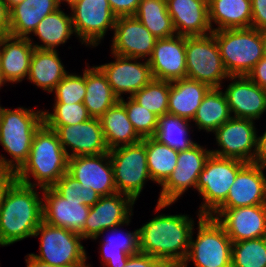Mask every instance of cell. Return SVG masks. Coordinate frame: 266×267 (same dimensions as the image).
Instances as JSON below:
<instances>
[{
  "label": "cell",
  "instance_id": "cell-25",
  "mask_svg": "<svg viewBox=\"0 0 266 267\" xmlns=\"http://www.w3.org/2000/svg\"><path fill=\"white\" fill-rule=\"evenodd\" d=\"M34 46L28 38H0V73L5 83H20L27 79Z\"/></svg>",
  "mask_w": 266,
  "mask_h": 267
},
{
  "label": "cell",
  "instance_id": "cell-13",
  "mask_svg": "<svg viewBox=\"0 0 266 267\" xmlns=\"http://www.w3.org/2000/svg\"><path fill=\"white\" fill-rule=\"evenodd\" d=\"M255 127L254 120L231 117L213 132L218 149H212L211 153L222 158L252 162L258 136Z\"/></svg>",
  "mask_w": 266,
  "mask_h": 267
},
{
  "label": "cell",
  "instance_id": "cell-12",
  "mask_svg": "<svg viewBox=\"0 0 266 267\" xmlns=\"http://www.w3.org/2000/svg\"><path fill=\"white\" fill-rule=\"evenodd\" d=\"M211 150L196 143L188 150L179 151L174 171L161 185L155 212L171 206L188 188L196 189L200 172L211 155Z\"/></svg>",
  "mask_w": 266,
  "mask_h": 267
},
{
  "label": "cell",
  "instance_id": "cell-37",
  "mask_svg": "<svg viewBox=\"0 0 266 267\" xmlns=\"http://www.w3.org/2000/svg\"><path fill=\"white\" fill-rule=\"evenodd\" d=\"M191 127L190 121L167 113L159 117L158 130L154 138L178 152L188 150L197 143L190 138Z\"/></svg>",
  "mask_w": 266,
  "mask_h": 267
},
{
  "label": "cell",
  "instance_id": "cell-27",
  "mask_svg": "<svg viewBox=\"0 0 266 267\" xmlns=\"http://www.w3.org/2000/svg\"><path fill=\"white\" fill-rule=\"evenodd\" d=\"M209 89L207 84L188 78L172 81L168 113L191 122Z\"/></svg>",
  "mask_w": 266,
  "mask_h": 267
},
{
  "label": "cell",
  "instance_id": "cell-9",
  "mask_svg": "<svg viewBox=\"0 0 266 267\" xmlns=\"http://www.w3.org/2000/svg\"><path fill=\"white\" fill-rule=\"evenodd\" d=\"M186 78L221 88L230 75L226 71L213 33L185 36ZM224 79V80H223Z\"/></svg>",
  "mask_w": 266,
  "mask_h": 267
},
{
  "label": "cell",
  "instance_id": "cell-17",
  "mask_svg": "<svg viewBox=\"0 0 266 267\" xmlns=\"http://www.w3.org/2000/svg\"><path fill=\"white\" fill-rule=\"evenodd\" d=\"M211 217L224 227L232 243L266 237V204L217 209Z\"/></svg>",
  "mask_w": 266,
  "mask_h": 267
},
{
  "label": "cell",
  "instance_id": "cell-31",
  "mask_svg": "<svg viewBox=\"0 0 266 267\" xmlns=\"http://www.w3.org/2000/svg\"><path fill=\"white\" fill-rule=\"evenodd\" d=\"M86 94L83 104L92 118H100L110 107L115 105L119 98L114 94L106 76L97 67L85 68Z\"/></svg>",
  "mask_w": 266,
  "mask_h": 267
},
{
  "label": "cell",
  "instance_id": "cell-2",
  "mask_svg": "<svg viewBox=\"0 0 266 267\" xmlns=\"http://www.w3.org/2000/svg\"><path fill=\"white\" fill-rule=\"evenodd\" d=\"M194 219L185 214H157L139 229V249L159 260L184 262Z\"/></svg>",
  "mask_w": 266,
  "mask_h": 267
},
{
  "label": "cell",
  "instance_id": "cell-21",
  "mask_svg": "<svg viewBox=\"0 0 266 267\" xmlns=\"http://www.w3.org/2000/svg\"><path fill=\"white\" fill-rule=\"evenodd\" d=\"M147 61L153 79L172 82L186 78L185 36L157 39Z\"/></svg>",
  "mask_w": 266,
  "mask_h": 267
},
{
  "label": "cell",
  "instance_id": "cell-43",
  "mask_svg": "<svg viewBox=\"0 0 266 267\" xmlns=\"http://www.w3.org/2000/svg\"><path fill=\"white\" fill-rule=\"evenodd\" d=\"M67 200L83 201V204L93 206L101 197L92 189L84 188L78 180L66 172L53 186Z\"/></svg>",
  "mask_w": 266,
  "mask_h": 267
},
{
  "label": "cell",
  "instance_id": "cell-1",
  "mask_svg": "<svg viewBox=\"0 0 266 267\" xmlns=\"http://www.w3.org/2000/svg\"><path fill=\"white\" fill-rule=\"evenodd\" d=\"M36 189L15 180L7 190L0 208V244H11L33 237L43 221V198Z\"/></svg>",
  "mask_w": 266,
  "mask_h": 267
},
{
  "label": "cell",
  "instance_id": "cell-41",
  "mask_svg": "<svg viewBox=\"0 0 266 267\" xmlns=\"http://www.w3.org/2000/svg\"><path fill=\"white\" fill-rule=\"evenodd\" d=\"M52 110V112L43 111V121L46 126L75 125L91 118L83 103H54Z\"/></svg>",
  "mask_w": 266,
  "mask_h": 267
},
{
  "label": "cell",
  "instance_id": "cell-15",
  "mask_svg": "<svg viewBox=\"0 0 266 267\" xmlns=\"http://www.w3.org/2000/svg\"><path fill=\"white\" fill-rule=\"evenodd\" d=\"M111 54L112 57L114 56V61L96 66L106 76L114 94L119 99H122V95L126 93L129 94L128 97H132L153 79L147 60Z\"/></svg>",
  "mask_w": 266,
  "mask_h": 267
},
{
  "label": "cell",
  "instance_id": "cell-48",
  "mask_svg": "<svg viewBox=\"0 0 266 267\" xmlns=\"http://www.w3.org/2000/svg\"><path fill=\"white\" fill-rule=\"evenodd\" d=\"M251 163L266 169V130L257 136L256 152Z\"/></svg>",
  "mask_w": 266,
  "mask_h": 267
},
{
  "label": "cell",
  "instance_id": "cell-32",
  "mask_svg": "<svg viewBox=\"0 0 266 267\" xmlns=\"http://www.w3.org/2000/svg\"><path fill=\"white\" fill-rule=\"evenodd\" d=\"M99 119L109 150L142 141V138L134 130L126 109L120 101L110 107Z\"/></svg>",
  "mask_w": 266,
  "mask_h": 267
},
{
  "label": "cell",
  "instance_id": "cell-24",
  "mask_svg": "<svg viewBox=\"0 0 266 267\" xmlns=\"http://www.w3.org/2000/svg\"><path fill=\"white\" fill-rule=\"evenodd\" d=\"M177 35L204 36L213 32L208 0H166Z\"/></svg>",
  "mask_w": 266,
  "mask_h": 267
},
{
  "label": "cell",
  "instance_id": "cell-46",
  "mask_svg": "<svg viewBox=\"0 0 266 267\" xmlns=\"http://www.w3.org/2000/svg\"><path fill=\"white\" fill-rule=\"evenodd\" d=\"M247 77L259 87L266 89V55L258 61Z\"/></svg>",
  "mask_w": 266,
  "mask_h": 267
},
{
  "label": "cell",
  "instance_id": "cell-39",
  "mask_svg": "<svg viewBox=\"0 0 266 267\" xmlns=\"http://www.w3.org/2000/svg\"><path fill=\"white\" fill-rule=\"evenodd\" d=\"M231 267H266V237L232 243Z\"/></svg>",
  "mask_w": 266,
  "mask_h": 267
},
{
  "label": "cell",
  "instance_id": "cell-42",
  "mask_svg": "<svg viewBox=\"0 0 266 267\" xmlns=\"http://www.w3.org/2000/svg\"><path fill=\"white\" fill-rule=\"evenodd\" d=\"M54 103H83L86 94L85 69L82 75L67 73L54 89Z\"/></svg>",
  "mask_w": 266,
  "mask_h": 267
},
{
  "label": "cell",
  "instance_id": "cell-35",
  "mask_svg": "<svg viewBox=\"0 0 266 267\" xmlns=\"http://www.w3.org/2000/svg\"><path fill=\"white\" fill-rule=\"evenodd\" d=\"M146 145L147 167L153 183L161 186L174 171L179 152L154 137L143 138Z\"/></svg>",
  "mask_w": 266,
  "mask_h": 267
},
{
  "label": "cell",
  "instance_id": "cell-51",
  "mask_svg": "<svg viewBox=\"0 0 266 267\" xmlns=\"http://www.w3.org/2000/svg\"><path fill=\"white\" fill-rule=\"evenodd\" d=\"M26 267H58L54 265H49L44 262L38 261L32 258L29 254L25 256Z\"/></svg>",
  "mask_w": 266,
  "mask_h": 267
},
{
  "label": "cell",
  "instance_id": "cell-54",
  "mask_svg": "<svg viewBox=\"0 0 266 267\" xmlns=\"http://www.w3.org/2000/svg\"><path fill=\"white\" fill-rule=\"evenodd\" d=\"M10 11L14 6L21 3L23 0H3Z\"/></svg>",
  "mask_w": 266,
  "mask_h": 267
},
{
  "label": "cell",
  "instance_id": "cell-38",
  "mask_svg": "<svg viewBox=\"0 0 266 267\" xmlns=\"http://www.w3.org/2000/svg\"><path fill=\"white\" fill-rule=\"evenodd\" d=\"M170 81L152 79L131 98L158 117L168 113Z\"/></svg>",
  "mask_w": 266,
  "mask_h": 267
},
{
  "label": "cell",
  "instance_id": "cell-19",
  "mask_svg": "<svg viewBox=\"0 0 266 267\" xmlns=\"http://www.w3.org/2000/svg\"><path fill=\"white\" fill-rule=\"evenodd\" d=\"M111 52L116 55L148 60L157 38L135 17H117Z\"/></svg>",
  "mask_w": 266,
  "mask_h": 267
},
{
  "label": "cell",
  "instance_id": "cell-18",
  "mask_svg": "<svg viewBox=\"0 0 266 267\" xmlns=\"http://www.w3.org/2000/svg\"><path fill=\"white\" fill-rule=\"evenodd\" d=\"M68 173L101 196L117 193L109 152L68 158Z\"/></svg>",
  "mask_w": 266,
  "mask_h": 267
},
{
  "label": "cell",
  "instance_id": "cell-45",
  "mask_svg": "<svg viewBox=\"0 0 266 267\" xmlns=\"http://www.w3.org/2000/svg\"><path fill=\"white\" fill-rule=\"evenodd\" d=\"M251 7V27L258 30L266 28V0H251Z\"/></svg>",
  "mask_w": 266,
  "mask_h": 267
},
{
  "label": "cell",
  "instance_id": "cell-23",
  "mask_svg": "<svg viewBox=\"0 0 266 267\" xmlns=\"http://www.w3.org/2000/svg\"><path fill=\"white\" fill-rule=\"evenodd\" d=\"M265 168L246 163L231 185L226 201L218 209L266 204Z\"/></svg>",
  "mask_w": 266,
  "mask_h": 267
},
{
  "label": "cell",
  "instance_id": "cell-50",
  "mask_svg": "<svg viewBox=\"0 0 266 267\" xmlns=\"http://www.w3.org/2000/svg\"><path fill=\"white\" fill-rule=\"evenodd\" d=\"M10 35L9 10L3 0H0V38Z\"/></svg>",
  "mask_w": 266,
  "mask_h": 267
},
{
  "label": "cell",
  "instance_id": "cell-6",
  "mask_svg": "<svg viewBox=\"0 0 266 267\" xmlns=\"http://www.w3.org/2000/svg\"><path fill=\"white\" fill-rule=\"evenodd\" d=\"M224 67L230 76H247L264 56L260 30L249 28L213 31Z\"/></svg>",
  "mask_w": 266,
  "mask_h": 267
},
{
  "label": "cell",
  "instance_id": "cell-33",
  "mask_svg": "<svg viewBox=\"0 0 266 267\" xmlns=\"http://www.w3.org/2000/svg\"><path fill=\"white\" fill-rule=\"evenodd\" d=\"M121 227L122 226H117L104 231L111 232L109 237L103 241L101 240V243H99L101 244V264L104 267H124L130 255L140 252L139 229L124 233L121 229H119Z\"/></svg>",
  "mask_w": 266,
  "mask_h": 267
},
{
  "label": "cell",
  "instance_id": "cell-16",
  "mask_svg": "<svg viewBox=\"0 0 266 267\" xmlns=\"http://www.w3.org/2000/svg\"><path fill=\"white\" fill-rule=\"evenodd\" d=\"M54 130L68 158L108 153L100 119L67 126H47ZM71 153V154H70Z\"/></svg>",
  "mask_w": 266,
  "mask_h": 267
},
{
  "label": "cell",
  "instance_id": "cell-22",
  "mask_svg": "<svg viewBox=\"0 0 266 267\" xmlns=\"http://www.w3.org/2000/svg\"><path fill=\"white\" fill-rule=\"evenodd\" d=\"M225 89L232 117L259 120L266 112V89L256 85L247 76H230Z\"/></svg>",
  "mask_w": 266,
  "mask_h": 267
},
{
  "label": "cell",
  "instance_id": "cell-4",
  "mask_svg": "<svg viewBox=\"0 0 266 267\" xmlns=\"http://www.w3.org/2000/svg\"><path fill=\"white\" fill-rule=\"evenodd\" d=\"M44 124L43 110L3 107L0 117V144L12 159L0 155V169L16 173L28 160L37 130Z\"/></svg>",
  "mask_w": 266,
  "mask_h": 267
},
{
  "label": "cell",
  "instance_id": "cell-29",
  "mask_svg": "<svg viewBox=\"0 0 266 267\" xmlns=\"http://www.w3.org/2000/svg\"><path fill=\"white\" fill-rule=\"evenodd\" d=\"M208 5L213 31L251 27V0H208Z\"/></svg>",
  "mask_w": 266,
  "mask_h": 267
},
{
  "label": "cell",
  "instance_id": "cell-14",
  "mask_svg": "<svg viewBox=\"0 0 266 267\" xmlns=\"http://www.w3.org/2000/svg\"><path fill=\"white\" fill-rule=\"evenodd\" d=\"M135 203L131 197L118 192L109 196H101L90 207L83 228V240H97L108 229L129 225Z\"/></svg>",
  "mask_w": 266,
  "mask_h": 267
},
{
  "label": "cell",
  "instance_id": "cell-30",
  "mask_svg": "<svg viewBox=\"0 0 266 267\" xmlns=\"http://www.w3.org/2000/svg\"><path fill=\"white\" fill-rule=\"evenodd\" d=\"M31 35L37 36L42 43H34L33 38L29 36L34 48L57 50L58 46L67 43V40L75 35L71 14L68 15L61 8L57 9L45 16Z\"/></svg>",
  "mask_w": 266,
  "mask_h": 267
},
{
  "label": "cell",
  "instance_id": "cell-49",
  "mask_svg": "<svg viewBox=\"0 0 266 267\" xmlns=\"http://www.w3.org/2000/svg\"><path fill=\"white\" fill-rule=\"evenodd\" d=\"M15 180L16 174L14 172L0 169V208L7 190Z\"/></svg>",
  "mask_w": 266,
  "mask_h": 267
},
{
  "label": "cell",
  "instance_id": "cell-52",
  "mask_svg": "<svg viewBox=\"0 0 266 267\" xmlns=\"http://www.w3.org/2000/svg\"><path fill=\"white\" fill-rule=\"evenodd\" d=\"M155 267H184V264L179 261L161 260Z\"/></svg>",
  "mask_w": 266,
  "mask_h": 267
},
{
  "label": "cell",
  "instance_id": "cell-40",
  "mask_svg": "<svg viewBox=\"0 0 266 267\" xmlns=\"http://www.w3.org/2000/svg\"><path fill=\"white\" fill-rule=\"evenodd\" d=\"M119 99L124 105L128 119L132 123L136 133L143 139L154 137L158 130L159 117L145 107L139 105L131 97Z\"/></svg>",
  "mask_w": 266,
  "mask_h": 267
},
{
  "label": "cell",
  "instance_id": "cell-10",
  "mask_svg": "<svg viewBox=\"0 0 266 267\" xmlns=\"http://www.w3.org/2000/svg\"><path fill=\"white\" fill-rule=\"evenodd\" d=\"M114 182L118 193L131 197L135 202L144 185L151 180L147 167L146 145L140 141L109 150Z\"/></svg>",
  "mask_w": 266,
  "mask_h": 267
},
{
  "label": "cell",
  "instance_id": "cell-8",
  "mask_svg": "<svg viewBox=\"0 0 266 267\" xmlns=\"http://www.w3.org/2000/svg\"><path fill=\"white\" fill-rule=\"evenodd\" d=\"M246 162L222 158L211 154L200 172L196 190L203 202L199 206L202 216H211L225 201L239 170Z\"/></svg>",
  "mask_w": 266,
  "mask_h": 267
},
{
  "label": "cell",
  "instance_id": "cell-5",
  "mask_svg": "<svg viewBox=\"0 0 266 267\" xmlns=\"http://www.w3.org/2000/svg\"><path fill=\"white\" fill-rule=\"evenodd\" d=\"M197 213L198 232L194 239L193 227L184 267H188L190 261L195 267H231L232 241L224 227L215 218Z\"/></svg>",
  "mask_w": 266,
  "mask_h": 267
},
{
  "label": "cell",
  "instance_id": "cell-20",
  "mask_svg": "<svg viewBox=\"0 0 266 267\" xmlns=\"http://www.w3.org/2000/svg\"><path fill=\"white\" fill-rule=\"evenodd\" d=\"M42 198L45 223L79 233L83 237L90 206L83 204V201L65 199L53 187L42 188Z\"/></svg>",
  "mask_w": 266,
  "mask_h": 267
},
{
  "label": "cell",
  "instance_id": "cell-47",
  "mask_svg": "<svg viewBox=\"0 0 266 267\" xmlns=\"http://www.w3.org/2000/svg\"><path fill=\"white\" fill-rule=\"evenodd\" d=\"M161 260L144 253L130 255L124 267H155Z\"/></svg>",
  "mask_w": 266,
  "mask_h": 267
},
{
  "label": "cell",
  "instance_id": "cell-11",
  "mask_svg": "<svg viewBox=\"0 0 266 267\" xmlns=\"http://www.w3.org/2000/svg\"><path fill=\"white\" fill-rule=\"evenodd\" d=\"M75 37L87 47H97L107 31H114L116 15L108 0H67Z\"/></svg>",
  "mask_w": 266,
  "mask_h": 267
},
{
  "label": "cell",
  "instance_id": "cell-28",
  "mask_svg": "<svg viewBox=\"0 0 266 267\" xmlns=\"http://www.w3.org/2000/svg\"><path fill=\"white\" fill-rule=\"evenodd\" d=\"M57 51L35 48L31 57L27 79L48 93H52L68 73Z\"/></svg>",
  "mask_w": 266,
  "mask_h": 267
},
{
  "label": "cell",
  "instance_id": "cell-34",
  "mask_svg": "<svg viewBox=\"0 0 266 267\" xmlns=\"http://www.w3.org/2000/svg\"><path fill=\"white\" fill-rule=\"evenodd\" d=\"M232 117L222 88H210L196 110L192 122L198 130L214 132Z\"/></svg>",
  "mask_w": 266,
  "mask_h": 267
},
{
  "label": "cell",
  "instance_id": "cell-44",
  "mask_svg": "<svg viewBox=\"0 0 266 267\" xmlns=\"http://www.w3.org/2000/svg\"><path fill=\"white\" fill-rule=\"evenodd\" d=\"M141 0H108L116 17L134 16Z\"/></svg>",
  "mask_w": 266,
  "mask_h": 267
},
{
  "label": "cell",
  "instance_id": "cell-26",
  "mask_svg": "<svg viewBox=\"0 0 266 267\" xmlns=\"http://www.w3.org/2000/svg\"><path fill=\"white\" fill-rule=\"evenodd\" d=\"M64 0H23L9 11L10 35L28 38L38 23L61 7Z\"/></svg>",
  "mask_w": 266,
  "mask_h": 267
},
{
  "label": "cell",
  "instance_id": "cell-7",
  "mask_svg": "<svg viewBox=\"0 0 266 267\" xmlns=\"http://www.w3.org/2000/svg\"><path fill=\"white\" fill-rule=\"evenodd\" d=\"M39 235L40 254H29L32 258L58 267H92L86 263L88 256L79 233L42 221L33 237Z\"/></svg>",
  "mask_w": 266,
  "mask_h": 267
},
{
  "label": "cell",
  "instance_id": "cell-36",
  "mask_svg": "<svg viewBox=\"0 0 266 267\" xmlns=\"http://www.w3.org/2000/svg\"><path fill=\"white\" fill-rule=\"evenodd\" d=\"M157 39L176 35L166 0H141L134 15Z\"/></svg>",
  "mask_w": 266,
  "mask_h": 267
},
{
  "label": "cell",
  "instance_id": "cell-53",
  "mask_svg": "<svg viewBox=\"0 0 266 267\" xmlns=\"http://www.w3.org/2000/svg\"><path fill=\"white\" fill-rule=\"evenodd\" d=\"M260 37L263 44V52L266 55V28L260 29Z\"/></svg>",
  "mask_w": 266,
  "mask_h": 267
},
{
  "label": "cell",
  "instance_id": "cell-3",
  "mask_svg": "<svg viewBox=\"0 0 266 267\" xmlns=\"http://www.w3.org/2000/svg\"><path fill=\"white\" fill-rule=\"evenodd\" d=\"M66 172L68 156L56 132L43 124L35 133L28 160L15 173L16 180L40 188L52 187Z\"/></svg>",
  "mask_w": 266,
  "mask_h": 267
},
{
  "label": "cell",
  "instance_id": "cell-56",
  "mask_svg": "<svg viewBox=\"0 0 266 267\" xmlns=\"http://www.w3.org/2000/svg\"><path fill=\"white\" fill-rule=\"evenodd\" d=\"M2 109H3V107H1V105H0V117H1V111H2Z\"/></svg>",
  "mask_w": 266,
  "mask_h": 267
},
{
  "label": "cell",
  "instance_id": "cell-55",
  "mask_svg": "<svg viewBox=\"0 0 266 267\" xmlns=\"http://www.w3.org/2000/svg\"><path fill=\"white\" fill-rule=\"evenodd\" d=\"M6 83L4 82V80L2 79L1 73H0V90L1 87H3Z\"/></svg>",
  "mask_w": 266,
  "mask_h": 267
}]
</instances>
